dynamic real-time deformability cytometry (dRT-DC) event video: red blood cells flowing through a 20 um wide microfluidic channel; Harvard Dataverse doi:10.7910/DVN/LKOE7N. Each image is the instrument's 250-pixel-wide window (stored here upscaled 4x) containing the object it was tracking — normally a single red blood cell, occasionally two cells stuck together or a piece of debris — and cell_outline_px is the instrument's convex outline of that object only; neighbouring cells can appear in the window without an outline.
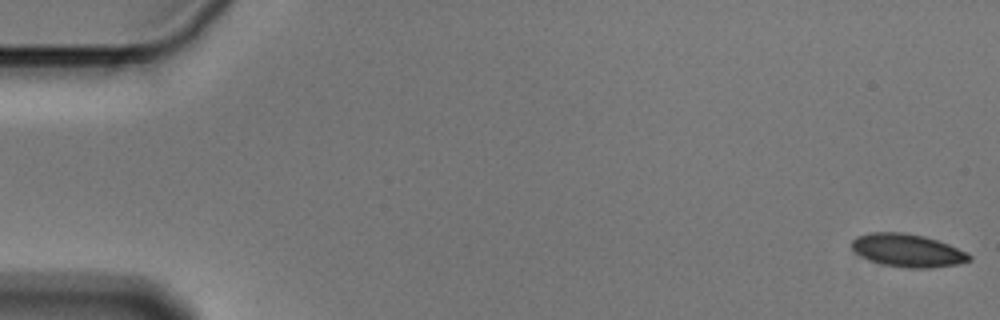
{"species": "Egyptian fruit bat (a non-hibernating species)", "species_latin": "Rousettus aegyptiacus", "temperature_condition": "cold", "stored_images_in_passage": 56, "camera_frame_rate_fps": 3000, "um_per_image_px": 0.085, "animal": {"sex": "male"}, "frame": {"image": 1, "passage_image": 1, "time_ms": 0.0, "image_size_px": [1000, 320], "cell_outline_px": [[972, 260], [956, 264], [932, 268], [908, 268], [884, 264], [868, 260], [860, 256], [852, 248], [852, 240], [856, 236], [868, 232], [904, 232], [924, 236], [948, 244], [972, 256]], "centroid_in_image_um": [77.11, 21.28], "position_along_channel_um": 7.9, "area_um2": 22.48}}
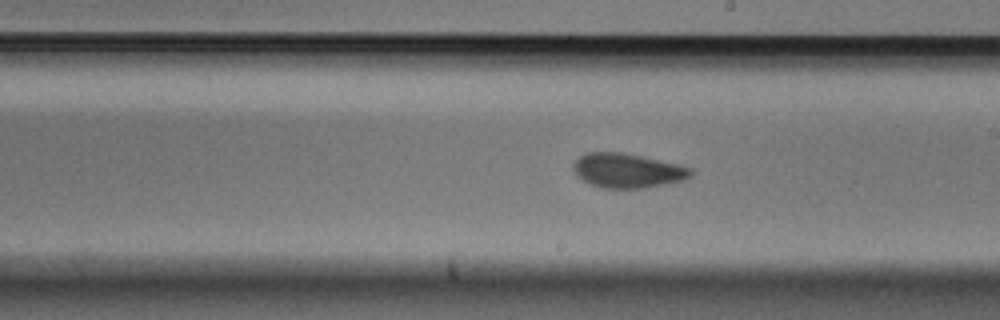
{"frame": {"image": 2, "passage_image": 32, "time_ms": 10.333, "image_size_px": [1000, 320], "cell_outline_px": [[692, 176], [684, 180], [664, 184], [640, 188], [600, 188], [584, 180], [572, 168], [572, 164], [584, 152], [620, 152], [680, 164], [692, 168]], "centroid_in_image_um": [53.35, 14.49], "position_along_channel_um": 235.6, "area_um2": 23.41}}
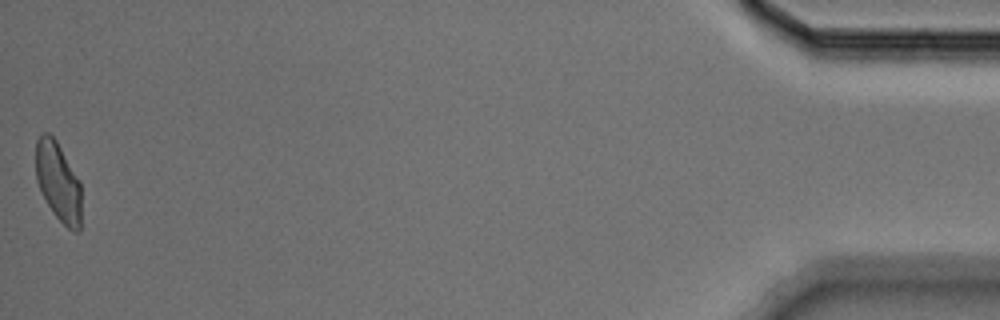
{"frame": {"image": 3, "passage_image": 56, "time_ms": 18.333, "image_size_px": [1000, 320], "cell_outline_px": [[80, 232], [72, 232], [52, 212], [36, 180], [36, 140], [44, 132], [48, 132], [56, 140], [80, 180]], "centroid_in_image_um": [4.95, 15.45], "position_along_channel_um": 430.2, "area_um2": 20.87}, "authors_computed_cell_mechanics": {"area_um2": 22.8599, "velocity_mm_per_s": 3.5843, "shape_relaxation_time_tau1_ms": 3.7696, "shape_relaxation_time_tau2_ms": 1.6305, "deformation_change_tau1": 0.1009, "deformation_change_tau2": 0.0657}}